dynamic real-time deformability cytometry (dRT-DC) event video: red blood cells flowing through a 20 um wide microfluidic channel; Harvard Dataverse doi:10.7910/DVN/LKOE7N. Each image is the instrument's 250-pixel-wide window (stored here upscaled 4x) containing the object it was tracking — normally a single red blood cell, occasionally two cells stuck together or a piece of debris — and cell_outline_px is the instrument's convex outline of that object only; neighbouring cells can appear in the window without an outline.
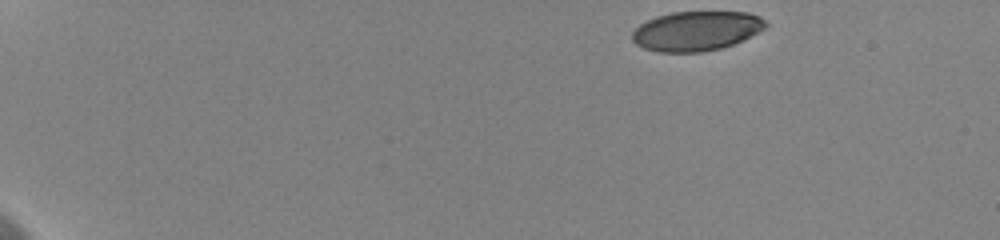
{"species": "human", "species_latin": "Homo sapiens", "temperature_condition": "cold", "stored_images_in_passage": 4, "camera_frame_rate_fps": 3000, "um_per_image_px": 0.085, "donor": {"sex": "female"}, "frame": {"image": 1, "passage_image": 1, "time_ms": 0.0, "image_size_px": [1000, 240], "cell_outline_px": [[768, 28], [732, 44], [720, 48], [704, 52], [660, 52], [644, 48], [636, 44], [632, 40], [632, 32], [640, 24], [656, 16], [672, 12], [748, 12], [760, 16], [768, 24]], "centroid_in_image_um": [59.2, 2.62], "position_along_channel_um": 25.8, "area_um2": 30.81}}
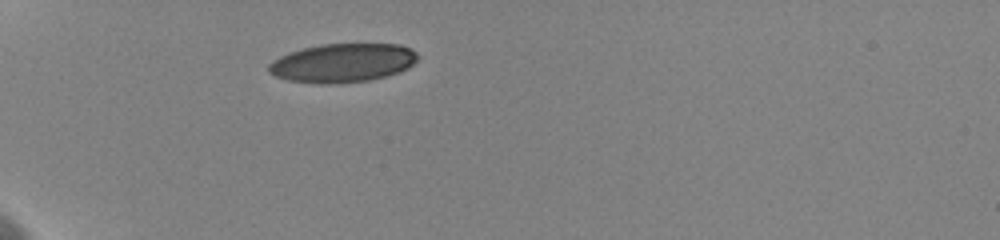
{"frame": {"image": 2, "passage_image": 4, "time_ms": 3.667, "image_size_px": [1000, 240], "cell_outline_px": [[420, 56], [408, 68], [400, 72], [388, 76], [368, 80], [328, 84], [320, 84], [288, 80], [276, 76], [268, 72], [268, 64], [272, 60], [288, 52], [320, 44], [400, 44], [416, 52]], "centroid_in_image_um": [29.11, 5.34], "position_along_channel_um": 55.9, "area_um2": 33.76}}